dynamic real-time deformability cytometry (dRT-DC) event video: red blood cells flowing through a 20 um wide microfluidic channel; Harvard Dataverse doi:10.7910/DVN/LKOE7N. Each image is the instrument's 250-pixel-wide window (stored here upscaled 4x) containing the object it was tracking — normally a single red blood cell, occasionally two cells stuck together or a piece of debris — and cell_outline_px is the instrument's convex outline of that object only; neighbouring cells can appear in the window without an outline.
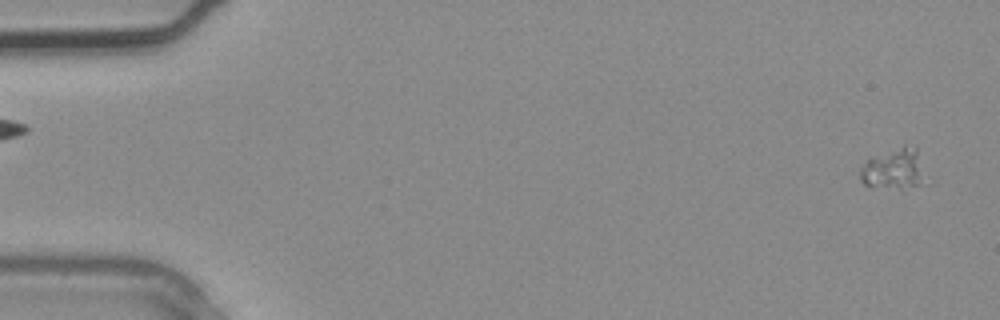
{"species": "common noctule bat (a hibernating species)", "species_latin": "Nyctalus noctula", "temperature_condition": "warm", "stored_images_in_passage": 3, "segment_of_instrument_passage": [2, 2], "camera_frame_rate_fps": 3000, "um_per_image_px": 0.085, "animal": {"sex": "male", "body_mass_g": 20.4}, "frame": {"image": 1, "passage_image": 3, "time_ms": 0.667, "image_size_px": [1000, 320], "cell_outline_px": [[916, 184], [864, 184], [860, 180], [860, 168], [872, 156], [904, 148], [916, 148]], "centroid_in_image_um": [75.72, 14.29], "position_along_channel_um": 9.3, "area_um2": 12.37}}